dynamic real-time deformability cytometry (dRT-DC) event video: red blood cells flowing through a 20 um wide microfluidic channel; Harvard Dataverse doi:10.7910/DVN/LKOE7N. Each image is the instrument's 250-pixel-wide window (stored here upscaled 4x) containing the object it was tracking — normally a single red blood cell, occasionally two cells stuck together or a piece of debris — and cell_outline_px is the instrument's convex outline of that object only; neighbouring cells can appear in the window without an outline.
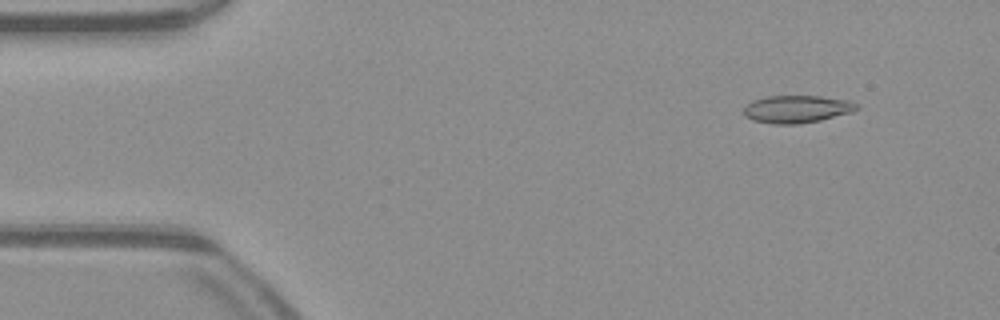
{"species": "common noctule bat (a hibernating species)", "species_latin": "Nyctalus noctula", "temperature_condition": "warm", "stored_images_in_passage": 50, "camera_frame_rate_fps": 3000, "um_per_image_px": 0.085, "animal": {"sex": "male", "body_mass_g": 23.1, "forearm_length_mm": 52.7}, "frame": {"image": 1, "passage_image": 5, "time_ms": 1.333, "image_size_px": [1000, 320], "cell_outline_px": [[860, 108], [852, 112], [820, 120], [796, 124], [772, 124], [752, 120], [744, 116], [744, 108], [752, 100], [768, 96], [820, 96], [848, 100], [856, 104]], "centroid_in_image_um": [67.72, 9.27], "position_along_channel_um": 17.3, "area_um2": 18.09}}
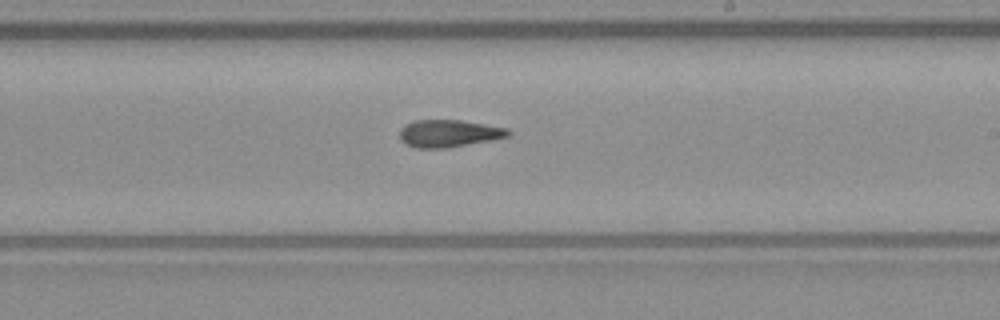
{"frame": {"image": 2, "passage_image": 29, "time_ms": 9.333, "image_size_px": [1000, 320], "cell_outline_px": [[512, 136], [492, 140], [444, 148], [416, 148], [400, 140], [400, 128], [404, 124], [412, 120], [460, 120], [508, 128], [512, 132]], "centroid_in_image_um": [38.16, 11.33], "position_along_channel_um": 250.8, "area_um2": 17.4}}
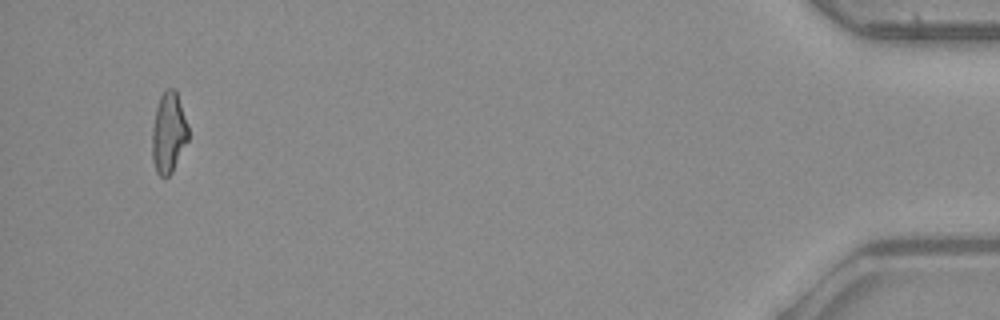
{"frame": {"image": 3, "passage_image": 48, "time_ms": 15.667, "image_size_px": [1000, 320], "cell_outline_px": [[188, 140], [172, 172], [164, 180], [156, 172], [152, 160], [152, 128], [156, 108], [160, 96], [168, 88], [176, 88], [188, 124]], "centroid_in_image_um": [14.33, 11.29], "position_along_channel_um": 420.9, "area_um2": 17.22}, "authors_computed_cell_mechanics": {"area_um2": 17.6868, "velocity_mm_per_s": 4.0859, "shape_relaxation_time_tau1_ms": null, "shape_relaxation_time_tau2_ms": 3.8046, "deformation_change_tau1": null, "deformation_change_tau2": 0.1282}}